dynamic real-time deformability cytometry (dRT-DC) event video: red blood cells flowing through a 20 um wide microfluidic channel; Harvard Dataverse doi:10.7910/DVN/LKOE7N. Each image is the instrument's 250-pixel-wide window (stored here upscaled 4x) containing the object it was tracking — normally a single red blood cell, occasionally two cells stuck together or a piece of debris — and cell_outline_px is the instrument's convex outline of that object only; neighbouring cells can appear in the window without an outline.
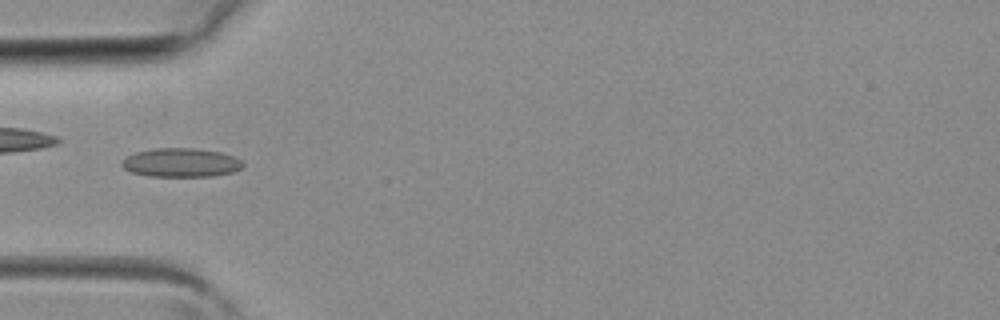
{"species": "common noctule bat (a hibernating species)", "species_latin": "Nyctalus noctula", "temperature_condition": "room temperature", "stored_images_in_passage": 2, "camera_frame_rate_fps": 3000, "um_per_image_px": 0.085, "animal": {"sex": "female", "body_mass_g": 19.3, "forearm_length_mm": 54.1}, "frame": {"image": 1, "passage_image": 2, "time_ms": 0.333, "image_size_px": [1000, 320], "cell_outline_px": [[244, 164], [240, 168], [232, 172], [212, 176], [148, 176], [132, 172], [124, 168], [120, 164], [128, 156], [136, 152], [156, 148], [192, 148], [220, 152], [232, 156], [240, 160]], "centroid_in_image_um": [15.37, 13.82], "position_along_channel_um": 69.6, "area_um2": 20.06}}